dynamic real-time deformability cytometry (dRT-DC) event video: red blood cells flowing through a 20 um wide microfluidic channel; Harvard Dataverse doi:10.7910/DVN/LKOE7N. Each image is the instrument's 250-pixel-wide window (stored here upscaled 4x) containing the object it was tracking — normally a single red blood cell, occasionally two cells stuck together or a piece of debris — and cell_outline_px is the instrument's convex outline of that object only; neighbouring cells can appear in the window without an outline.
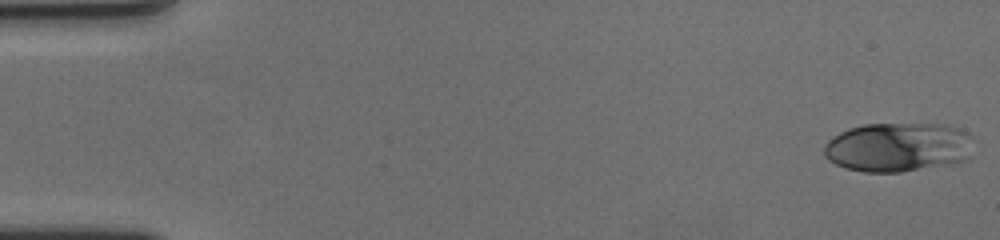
{"species": "human", "species_latin": "Homo sapiens", "temperature_condition": "cold", "stored_images_in_passage": 11, "camera_frame_rate_fps": 3000, "um_per_image_px": 0.085, "donor": {"sex": "female"}, "frame": {"image": 1, "passage_image": 1, "time_ms": 0.0, "image_size_px": [1000, 240], "cell_outline_px": [[972, 136], [960, 160], [948, 164], [900, 172], [864, 172], [848, 168], [836, 164], [824, 152], [824, 144], [832, 136], [848, 128], [864, 124], [940, 124], [960, 128], [968, 132]], "centroid_in_image_um": [76.24, 12.48], "position_along_channel_um": 8.8, "area_um2": 42.02}}